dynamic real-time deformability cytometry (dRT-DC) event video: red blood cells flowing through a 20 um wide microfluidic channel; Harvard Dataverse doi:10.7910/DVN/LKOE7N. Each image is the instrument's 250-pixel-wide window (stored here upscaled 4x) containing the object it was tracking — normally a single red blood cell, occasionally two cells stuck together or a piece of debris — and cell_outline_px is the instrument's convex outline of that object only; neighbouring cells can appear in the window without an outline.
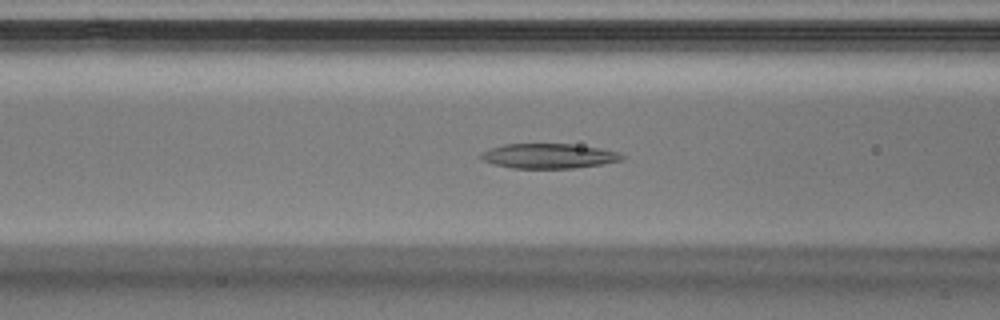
{"species": "Egyptian fruit bat (a non-hibernating species)", "species_latin": "Rousettus aegyptiacus", "temperature_condition": "warm", "stored_images_in_passage": 38, "camera_frame_rate_fps": 3000, "um_per_image_px": 0.085, "animal": {"sex": "male"}, "frame": {"image": 1, "passage_image": 14, "time_ms": 4.333, "image_size_px": [1000, 320], "cell_outline_px": [[624, 160], [600, 164], [572, 168], [512, 168], [496, 164], [484, 160], [480, 156], [484, 152], [492, 148], [504, 144], [572, 144], [600, 148], [620, 152], [624, 156]], "centroid_in_image_um": [46.71, 13.25], "position_along_channel_um": 119.9, "area_um2": 20.11}}
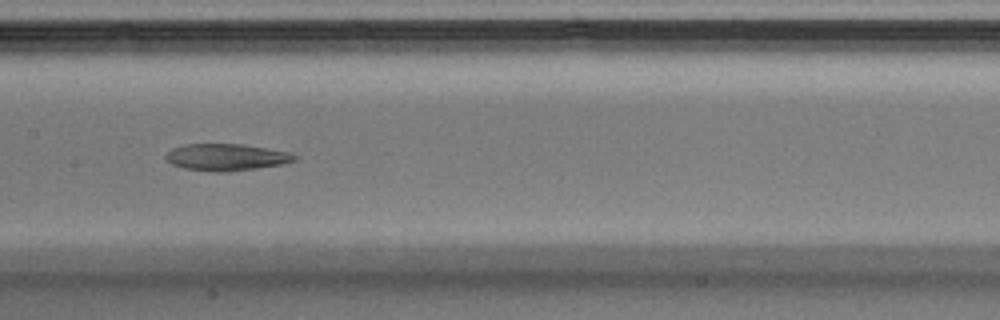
{"frame": {"image": 2, "passage_image": 18, "time_ms": 5.667, "image_size_px": [1000, 320], "cell_outline_px": [[300, 156], [296, 160], [280, 164], [256, 168], [220, 172], [212, 172], [184, 168], [172, 164], [164, 160], [164, 156], [172, 148], [184, 144], [244, 144], [288, 152]], "centroid_in_image_um": [19.2, 13.35], "position_along_channel_um": 188.2, "area_um2": 20.11}}
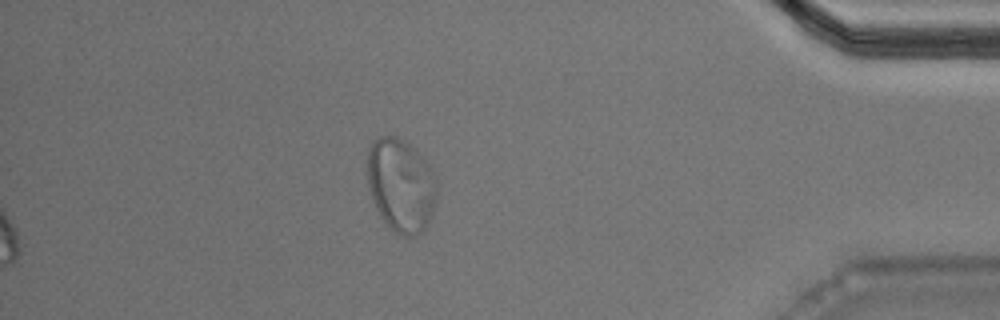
{"frame": {"image": 3, "passage_image": 33, "time_ms": 10.667, "image_size_px": [1000, 320], "cell_outline_px": [[436, 200], [432, 212], [424, 228], [416, 236], [404, 236], [396, 232], [384, 220], [376, 208], [372, 200], [368, 184], [368, 148], [372, 140], [380, 136], [392, 136], [408, 144], [428, 164], [436, 180]], "centroid_in_image_um": [34.06, 15.74], "position_along_channel_um": 401.1, "area_um2": 37.17}}